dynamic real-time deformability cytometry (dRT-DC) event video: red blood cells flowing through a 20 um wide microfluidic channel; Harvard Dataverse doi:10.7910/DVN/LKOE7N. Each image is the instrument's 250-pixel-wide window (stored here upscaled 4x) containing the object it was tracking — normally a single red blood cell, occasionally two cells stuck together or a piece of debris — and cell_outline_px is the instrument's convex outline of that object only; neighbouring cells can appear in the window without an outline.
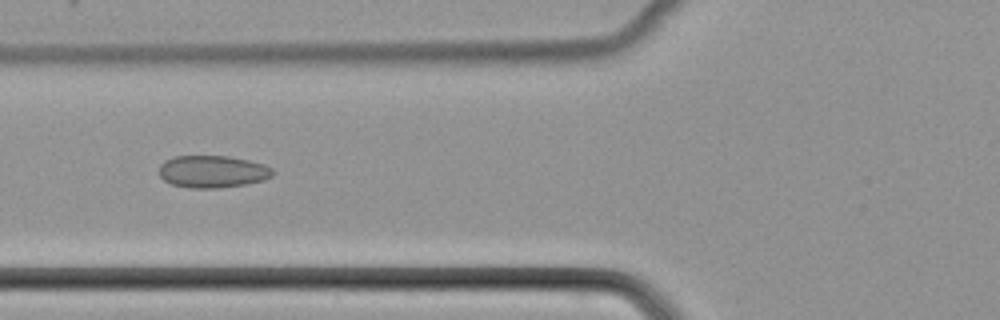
{"species": "common noctule bat (a hibernating species)", "species_latin": "Nyctalus noctula", "temperature_condition": "cold", "stored_images_in_passage": 39, "camera_frame_rate_fps": 3000, "um_per_image_px": 0.085, "animal": {"sex": "female", "body_mass_g": 22.7, "forearm_length_mm": 54.2}, "frame": {"image": 1, "passage_image": 8, "time_ms": 2.333, "image_size_px": [1000, 320], "cell_outline_px": [[276, 172], [272, 176], [264, 180], [248, 184], [220, 188], [188, 188], [172, 184], [164, 180], [160, 176], [160, 164], [164, 160], [176, 156], [228, 156], [248, 160], [264, 164], [272, 168]], "centroid_in_image_um": [18.09, 14.59], "position_along_channel_um": 107.7, "area_um2": 21.56}}
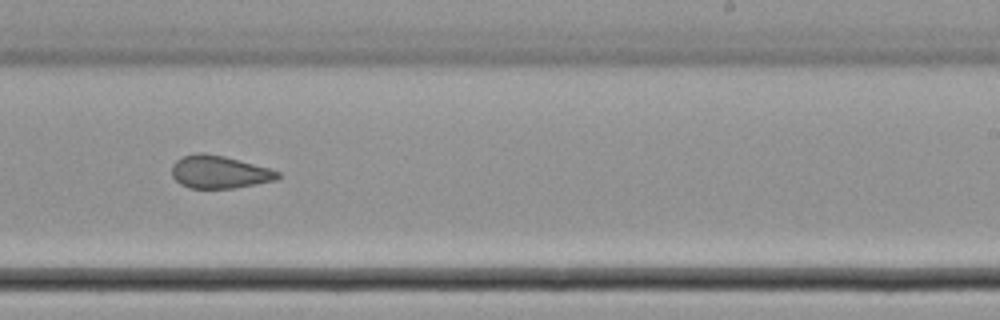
{"frame": {"image": 2, "passage_image": 20, "time_ms": 6.333, "image_size_px": [1000, 320], "cell_outline_px": [[280, 176], [276, 180], [256, 184], [232, 188], [188, 188], [180, 184], [172, 176], [172, 164], [176, 160], [184, 156], [196, 152], [204, 152], [224, 156], [268, 168], [280, 172]], "centroid_in_image_um": [18.61, 14.62], "position_along_channel_um": 270.4, "area_um2": 20.17}}
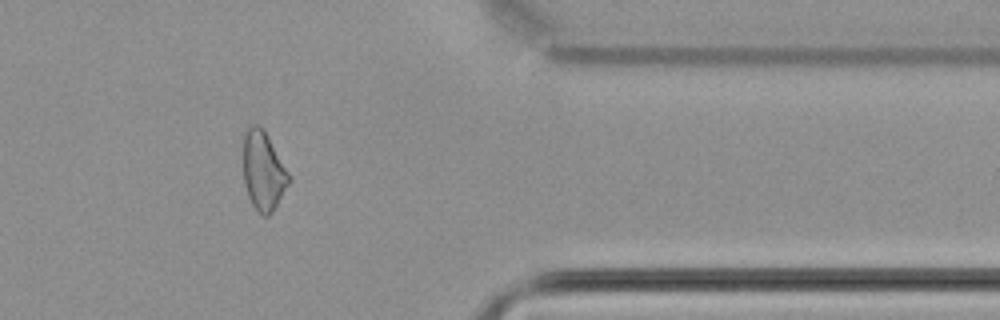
{"frame": {"image": 3, "passage_image": 30, "time_ms": 9.667, "image_size_px": [1000, 320], "cell_outline_px": [[292, 180], [272, 212], [268, 216], [264, 216], [252, 204], [248, 196], [244, 184], [244, 136], [248, 124], [256, 124], [264, 128], [288, 172]], "centroid_in_image_um": [22.39, 14.5], "position_along_channel_um": 389.0, "area_um2": 20.92}}